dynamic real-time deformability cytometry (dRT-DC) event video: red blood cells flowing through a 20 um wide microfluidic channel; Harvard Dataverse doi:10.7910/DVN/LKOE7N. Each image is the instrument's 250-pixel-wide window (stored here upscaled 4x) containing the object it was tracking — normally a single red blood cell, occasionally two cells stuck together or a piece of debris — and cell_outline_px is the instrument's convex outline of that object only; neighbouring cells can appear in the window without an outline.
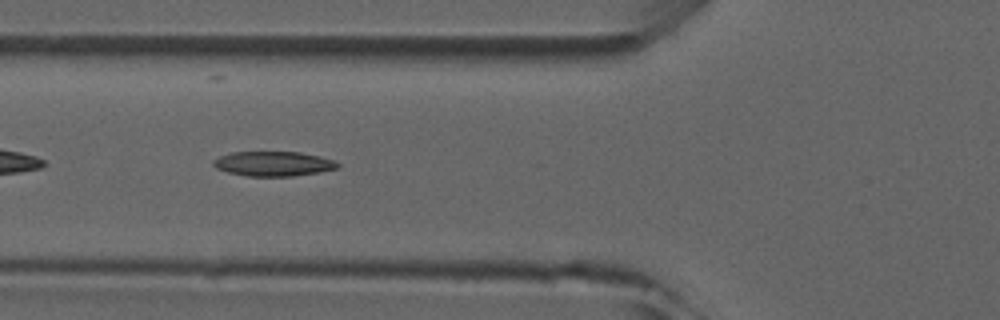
{"species": "common noctule bat (a hibernating species)", "species_latin": "Nyctalus noctula", "temperature_condition": "room temperature", "stored_images_in_passage": 6, "camera_frame_rate_fps": 3000, "um_per_image_px": 0.085, "animal": {"sex": "male", "forearm_length_mm": 52.5}, "frame": {"image": 1, "passage_image": 5, "time_ms": 4.333, "image_size_px": [1000, 320], "cell_outline_px": [[340, 168], [320, 172], [292, 176], [248, 176], [228, 172], [216, 168], [212, 164], [212, 160], [220, 156], [232, 152], [300, 152], [320, 156], [332, 160], [340, 164]], "centroid_in_image_um": [23.24, 13.92], "position_along_channel_um": 102.6, "area_um2": 17.92}}
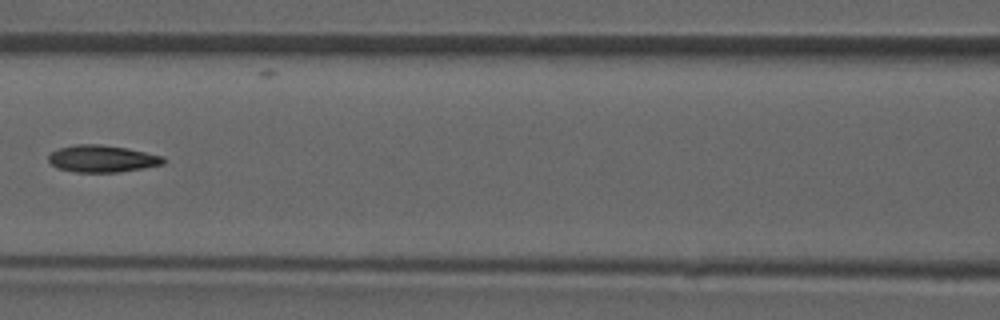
{"frame": {"image": 2, "passage_image": 6, "time_ms": 5.667, "image_size_px": [1000, 320], "cell_outline_px": [[164, 164], [144, 168], [116, 172], [76, 172], [56, 168], [48, 160], [48, 156], [52, 152], [60, 148], [76, 144], [100, 144], [128, 148], [164, 156]], "centroid_in_image_um": [8.69, 13.49], "position_along_channel_um": 157.9, "area_um2": 18.09}}